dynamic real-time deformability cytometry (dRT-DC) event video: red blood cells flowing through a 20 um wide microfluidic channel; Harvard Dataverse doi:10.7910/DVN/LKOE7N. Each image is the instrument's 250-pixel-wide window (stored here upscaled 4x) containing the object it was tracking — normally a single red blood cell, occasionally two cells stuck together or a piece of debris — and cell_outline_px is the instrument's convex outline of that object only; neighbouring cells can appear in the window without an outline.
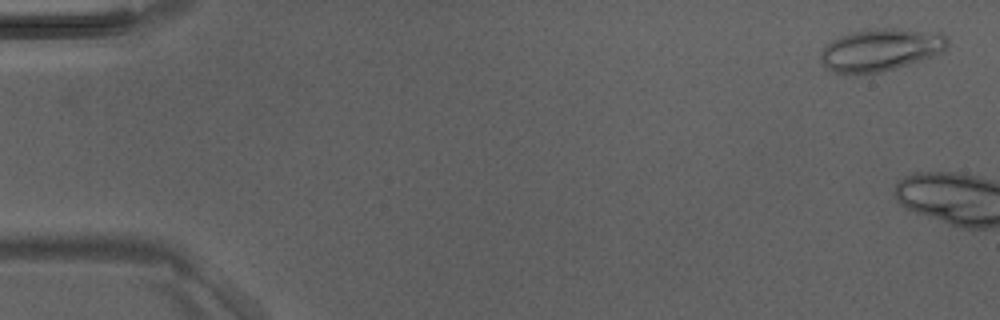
{"species": "Egyptian fruit bat (a non-hibernating species)", "species_latin": "Rousettus aegyptiacus", "temperature_condition": "room temperature", "stored_images_in_passage": 5, "camera_frame_rate_fps": 3000, "um_per_image_px": 0.085, "animal": {"sex": "male"}, "frame": {"image": 1, "passage_image": 2, "time_ms": 0.333, "image_size_px": [1000, 320], "cell_outline_px": [[948, 44], [944, 52], [936, 56], [880, 72], [856, 76], [832, 72], [824, 68], [820, 60], [820, 52], [832, 40], [840, 36], [852, 32], [884, 28], [896, 28], [940, 32], [948, 36]], "centroid_in_image_um": [74.86, 4.26], "position_along_channel_um": 10.1, "area_um2": 31.96}}